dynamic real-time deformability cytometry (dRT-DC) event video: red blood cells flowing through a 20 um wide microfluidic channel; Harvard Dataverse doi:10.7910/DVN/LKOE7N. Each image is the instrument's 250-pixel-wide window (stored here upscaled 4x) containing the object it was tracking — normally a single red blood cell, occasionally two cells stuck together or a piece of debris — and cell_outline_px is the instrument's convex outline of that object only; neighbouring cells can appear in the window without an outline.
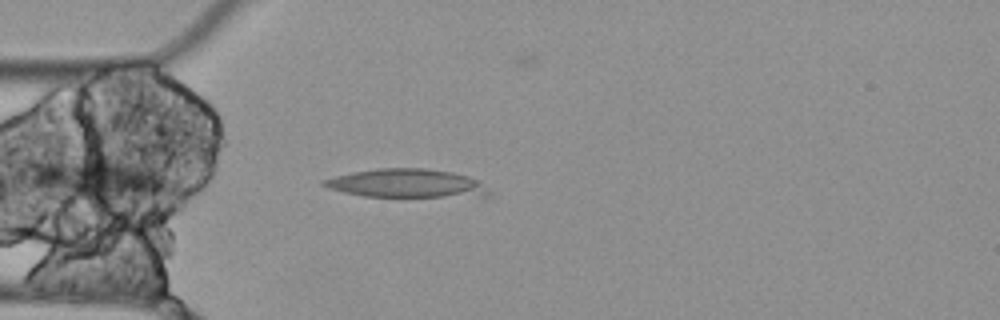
{"species": "Egyptian fruit bat (a non-hibernating species)", "species_latin": "Rousettus aegyptiacus", "temperature_condition": "cold", "stored_images_in_passage": 6, "camera_frame_rate_fps": 3000, "um_per_image_px": 0.085, "animal": {"sex": "female"}, "frame": {"image": 1, "passage_image": 5, "time_ms": 1.333, "image_size_px": [1000, 320], "cell_outline_px": [[492, 192], [488, 196], [364, 196], [344, 192], [328, 188], [320, 184], [320, 180], [352, 172], [376, 168], [424, 168], [452, 172], [468, 176], [480, 180]], "centroid_in_image_um": [34.57, 15.57], "position_along_channel_um": 50.4, "area_um2": 27.46}}